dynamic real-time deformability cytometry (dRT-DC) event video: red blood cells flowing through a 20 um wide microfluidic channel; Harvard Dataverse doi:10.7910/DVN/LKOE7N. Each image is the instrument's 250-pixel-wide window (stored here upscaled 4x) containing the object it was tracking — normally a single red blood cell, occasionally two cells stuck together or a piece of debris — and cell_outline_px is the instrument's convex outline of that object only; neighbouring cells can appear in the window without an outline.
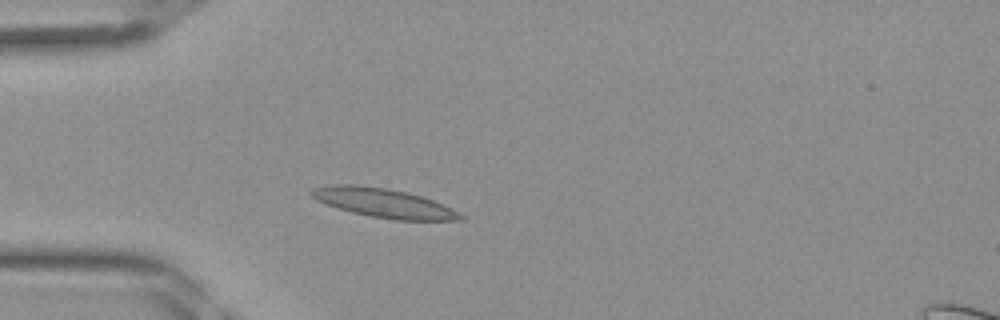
{"species": "Egyptian fruit bat (a non-hibernating species)", "species_latin": "Rousettus aegyptiacus", "temperature_condition": "room temperature", "stored_images_in_passage": 40, "camera_frame_rate_fps": 3000, "um_per_image_px": 0.085, "frame": {"image": 1, "passage_image": 8, "time_ms": 2.333, "image_size_px": [1000, 320], "cell_outline_px": [[464, 220], [392, 220], [352, 212], [316, 200], [308, 192], [312, 188], [332, 184], [356, 184], [388, 188], [408, 192], [432, 200], [452, 208], [464, 216]], "centroid_in_image_um": [32.6, 17.24], "position_along_channel_um": 52.4, "area_um2": 25.2}}
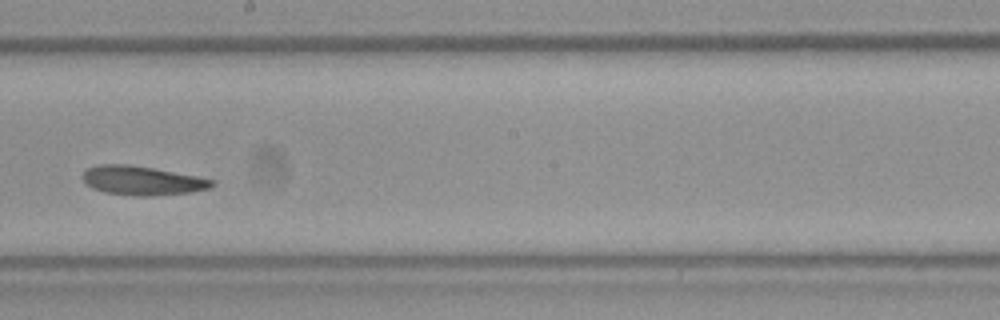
{"frame": {"image": 2, "passage_image": 21, "time_ms": 6.667, "image_size_px": [1000, 320], "cell_outline_px": [[216, 184], [208, 188], [188, 192], [152, 196], [136, 196], [104, 192], [92, 188], [84, 180], [84, 172], [88, 168], [100, 164], [128, 164], [152, 168], [196, 176], [216, 180]], "centroid_in_image_um": [12.1, 15.35], "position_along_channel_um": 236.1, "area_um2": 21.62}}
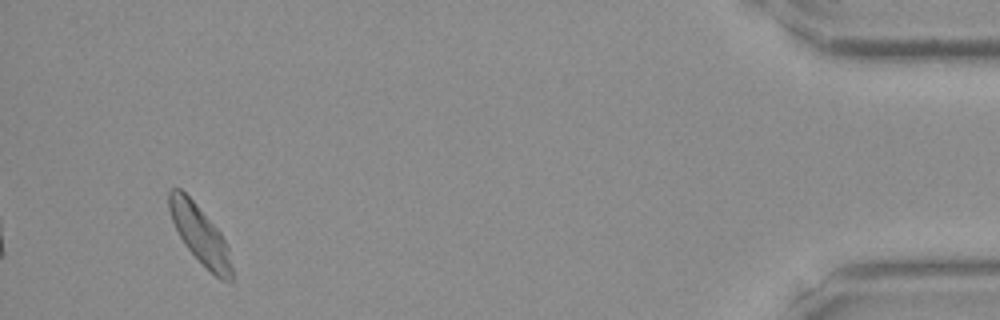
{"frame": {"image": 3, "passage_image": 38, "time_ms": 12.333, "image_size_px": [1000, 320], "cell_outline_px": [[232, 280], [220, 280], [184, 244], [172, 220], [168, 208], [168, 192], [172, 188], [180, 188], [196, 204], [220, 232], [228, 248], [232, 264]], "centroid_in_image_um": [16.99, 19.91], "position_along_channel_um": 418.2, "area_um2": 20.63}}